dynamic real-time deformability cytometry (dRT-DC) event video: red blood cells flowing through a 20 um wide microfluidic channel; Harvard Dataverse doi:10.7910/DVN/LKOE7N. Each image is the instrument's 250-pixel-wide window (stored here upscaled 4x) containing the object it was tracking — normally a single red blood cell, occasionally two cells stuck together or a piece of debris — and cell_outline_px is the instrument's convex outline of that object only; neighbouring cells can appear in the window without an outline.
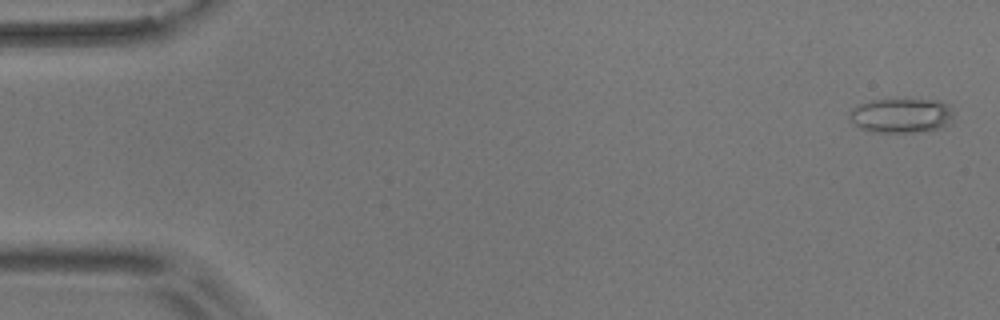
{"species": "common noctule bat (a hibernating species)", "species_latin": "Nyctalus noctula", "temperature_condition": "room temperature", "stored_images_in_passage": 56, "camera_frame_rate_fps": 3000, "um_per_image_px": 0.085, "animal": {"sex": "male", "body_mass_g": 17.9}, "frame": {"image": 1, "passage_image": 2, "time_ms": 0.333, "image_size_px": [1000, 320], "cell_outline_px": [[952, 116], [944, 124], [936, 128], [912, 132], [868, 132], [860, 128], [848, 116], [848, 112], [856, 104], [868, 100], [932, 100], [948, 104], [952, 112]], "centroid_in_image_um": [76.48, 9.81], "position_along_channel_um": 8.5, "area_um2": 20.58}}
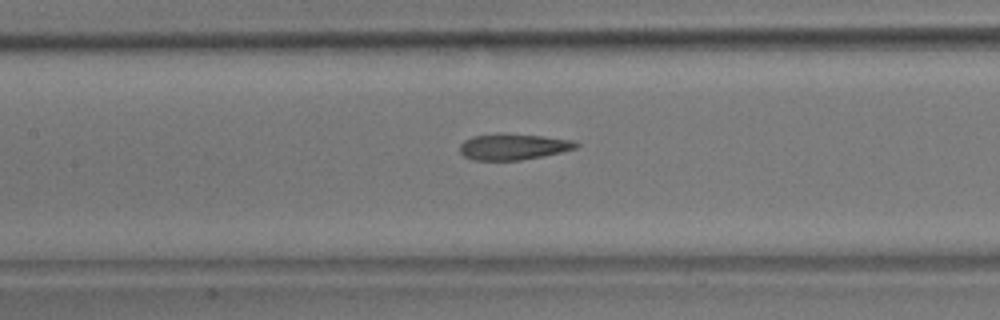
{"frame": {"image": 2, "passage_image": 26, "time_ms": 8.333, "image_size_px": [1000, 320], "cell_outline_px": [[580, 144], [576, 148], [560, 152], [520, 160], [472, 160], [464, 156], [460, 152], [460, 144], [464, 140], [472, 136], [496, 132], [500, 132], [540, 136], [572, 140]], "centroid_in_image_um": [43.56, 12.45], "position_along_channel_um": 163.8, "area_um2": 17.74}}
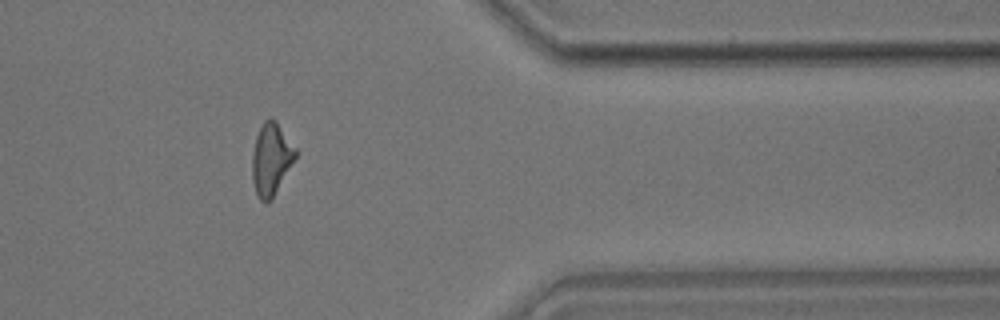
{"frame": {"image": 3, "passage_image": 46, "time_ms": 15.0, "image_size_px": [1000, 320], "cell_outline_px": [[296, 156], [272, 200], [268, 204], [264, 204], [256, 196], [252, 180], [252, 152], [256, 136], [264, 120], [268, 116], [272, 116], [276, 120], [296, 148]], "centroid_in_image_um": [23.02, 13.54], "position_along_channel_um": 388.4, "area_um2": 18.5}, "authors_computed_cell_mechanics": {"area_um2": 18.4382, "velocity_mm_per_s": 3.642, "shape_relaxation_time_tau1_ms": 6.7271, "shape_relaxation_time_tau2_ms": 2.1912, "deformation_change_tau1": 0.1905, "deformation_change_tau2": 0.117}}